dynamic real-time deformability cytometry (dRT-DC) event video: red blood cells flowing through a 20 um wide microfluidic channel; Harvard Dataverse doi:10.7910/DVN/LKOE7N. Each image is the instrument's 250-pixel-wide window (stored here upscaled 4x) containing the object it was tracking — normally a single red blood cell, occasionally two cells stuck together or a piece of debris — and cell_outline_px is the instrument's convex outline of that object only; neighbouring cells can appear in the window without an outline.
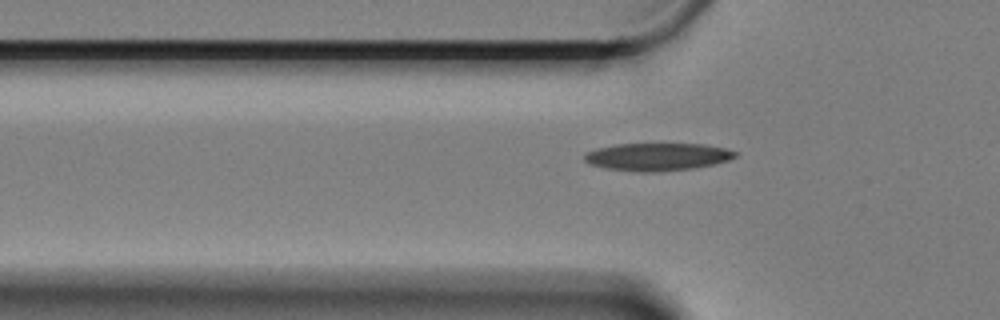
{"species": "Egyptian fruit bat (a non-hibernating species)", "species_latin": "Rousettus aegyptiacus", "temperature_condition": "cold", "stored_images_in_passage": 35, "camera_frame_rate_fps": 3000, "um_per_image_px": 0.085, "animal": {"sex": "female"}, "frame": {"image": 1, "passage_image": 2, "time_ms": 0.333, "image_size_px": [1000, 320], "cell_outline_px": [[736, 156], [728, 160], [712, 164], [692, 168], [660, 172], [640, 172], [604, 168], [588, 164], [584, 160], [584, 156], [588, 152], [600, 148], [616, 144], [704, 144], [724, 148], [736, 152]], "centroid_in_image_um": [55.85, 13.33], "position_along_channel_um": 70.0, "area_um2": 24.1}}
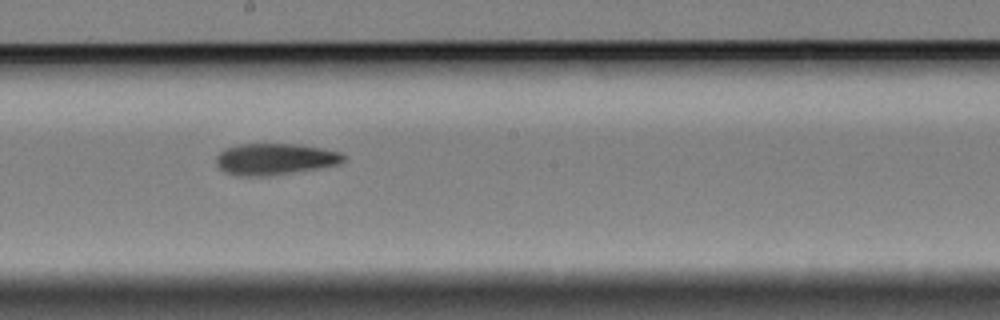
{"frame": {"image": 2, "passage_image": 16, "time_ms": 5.0, "image_size_px": [1000, 320], "cell_outline_px": [[344, 160], [340, 164], [292, 172], [264, 176], [240, 176], [224, 172], [216, 164], [216, 156], [224, 148], [240, 144], [296, 144], [320, 148], [340, 152], [344, 156]], "centroid_in_image_um": [23.32, 13.52], "position_along_channel_um": 224.9, "area_um2": 23.12}}
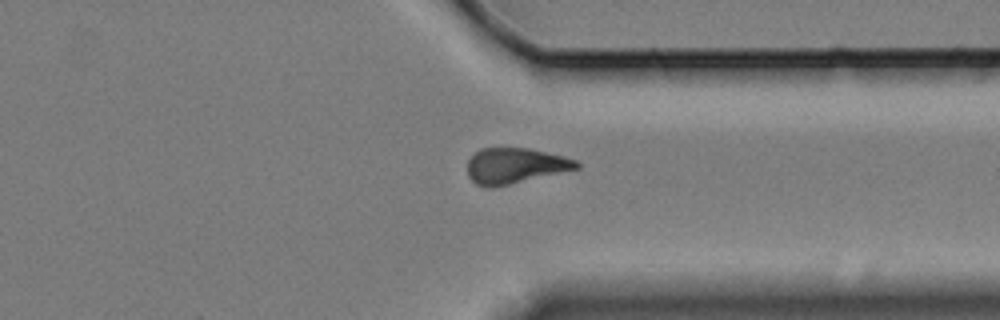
{"frame": {"image": 3, "passage_image": 29, "time_ms": 9.333, "image_size_px": [1000, 320], "cell_outline_px": [[580, 168], [492, 188], [484, 188], [476, 184], [468, 176], [468, 160], [480, 148], [528, 148], [564, 156], [576, 160], [580, 164]], "centroid_in_image_um": [43.77, 14.09], "position_along_channel_um": 367.6, "area_um2": 22.6}}